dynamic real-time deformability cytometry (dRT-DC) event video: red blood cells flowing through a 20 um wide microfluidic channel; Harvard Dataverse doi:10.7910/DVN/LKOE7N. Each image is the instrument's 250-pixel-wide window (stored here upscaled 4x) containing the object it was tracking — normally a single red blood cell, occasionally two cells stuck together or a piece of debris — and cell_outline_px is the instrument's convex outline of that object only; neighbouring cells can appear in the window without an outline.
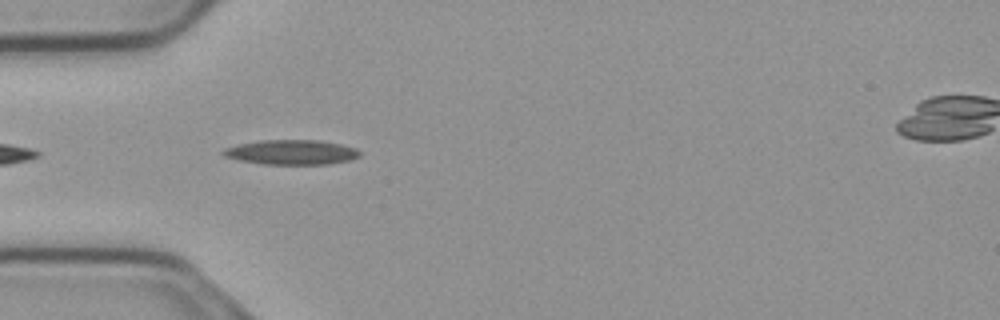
{"species": "common noctule bat (a hibernating species)", "species_latin": "Nyctalus noctula", "temperature_condition": "cold", "stored_images_in_passage": 6, "camera_frame_rate_fps": 3000, "um_per_image_px": 0.085, "animal": {"sex": "male", "body_mass_g": 23.1, "forearm_length_mm": 52.7}, "frame": {"image": 1, "passage_image": 3, "time_ms": 0.667, "image_size_px": [1000, 320], "cell_outline_px": [[360, 156], [352, 160], [328, 164], [264, 164], [240, 160], [224, 156], [220, 152], [224, 148], [240, 144], [260, 140], [316, 140], [340, 144], [356, 148], [360, 152]], "centroid_in_image_um": [24.79, 12.94], "position_along_channel_um": 60.2, "area_um2": 19.65}}